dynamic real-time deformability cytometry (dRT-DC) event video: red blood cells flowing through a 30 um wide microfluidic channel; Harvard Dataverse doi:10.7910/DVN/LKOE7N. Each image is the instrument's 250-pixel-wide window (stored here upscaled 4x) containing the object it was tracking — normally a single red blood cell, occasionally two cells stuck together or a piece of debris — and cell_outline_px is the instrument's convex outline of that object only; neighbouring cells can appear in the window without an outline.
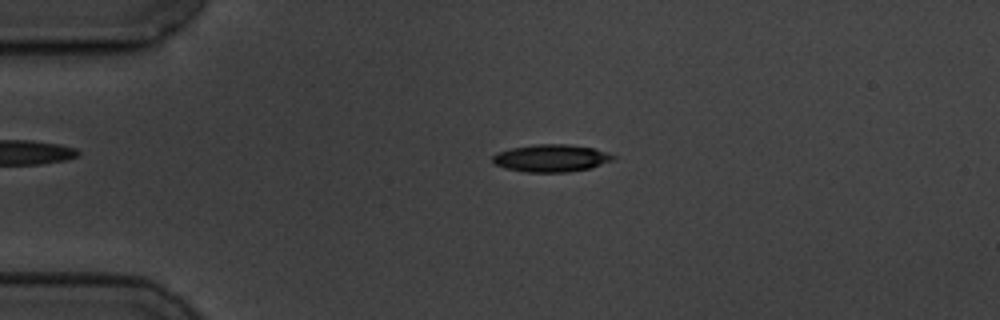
{"species": "common noctule bat (a hibernating species)", "species_latin": "Nyctalus noctula", "temperature_condition": "cold", "stored_images_in_passage": 58, "camera_frame_rate_fps": 3000, "um_per_image_px": 0.085, "animal": {"sex": "male", "body_mass_g": 19.5, "forearm_length_mm": 54.6}, "frame": {"image": 1, "passage_image": 13, "time_ms": 4.0, "image_size_px": [1000, 320], "cell_outline_px": [[616, 156], [612, 160], [592, 168], [568, 172], [524, 172], [504, 168], [496, 164], [492, 160], [492, 156], [496, 152], [512, 148], [536, 144], [568, 144], [596, 148], [608, 152]], "centroid_in_image_um": [46.87, 13.44], "position_along_channel_um": 38.1, "area_um2": 19.42}}
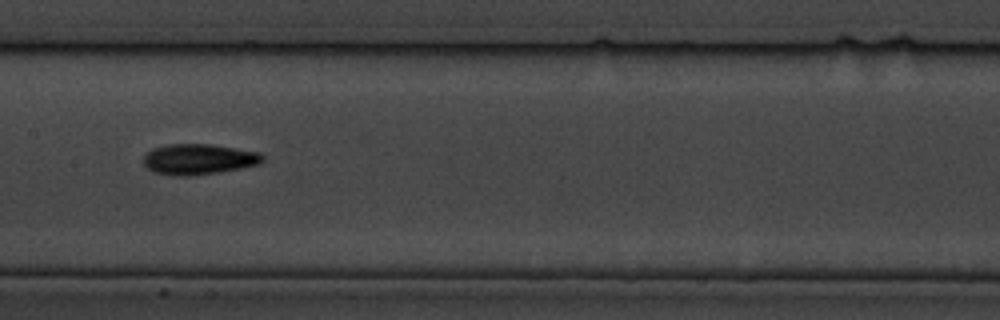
{"frame": {"image": 2, "passage_image": 29, "time_ms": 9.333, "image_size_px": [1000, 320], "cell_outline_px": [[264, 160], [260, 164], [220, 172], [188, 176], [172, 176], [152, 172], [144, 164], [144, 156], [152, 148], [168, 144], [212, 144], [260, 152], [264, 156]], "centroid_in_image_um": [16.89, 13.53], "position_along_channel_um": 190.5, "area_um2": 21.44}}
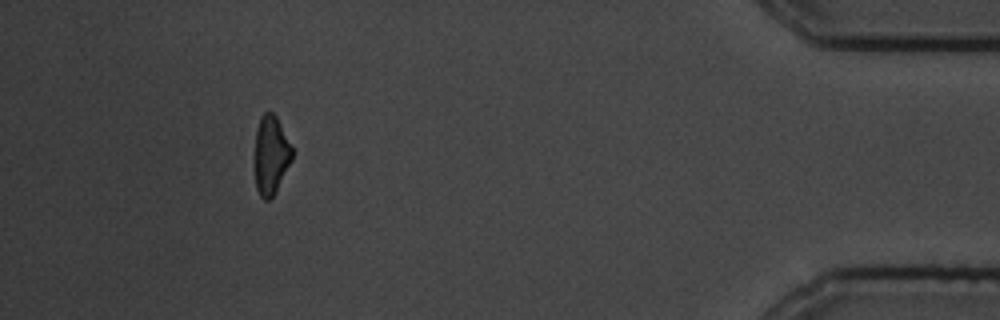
{"frame": {"image": 3, "passage_image": 53, "time_ms": 17.333, "image_size_px": [1000, 320], "cell_outline_px": [[292, 160], [272, 196], [268, 200], [264, 200], [260, 196], [256, 188], [256, 128], [260, 116], [268, 108], [276, 116], [292, 148]], "centroid_in_image_um": [23.02, 13.12], "position_along_channel_um": 412.2, "area_um2": 16.76}, "authors_computed_cell_mechanics": {"area_um2": 18.8428, "velocity_mm_per_s": 3.4887, "shape_relaxation_time_tau1_ms": 4.1428, "shape_relaxation_time_tau2_ms": 5.2725, "deformation_change_tau1": 0.1476, "deformation_change_tau2": 0.1358}}